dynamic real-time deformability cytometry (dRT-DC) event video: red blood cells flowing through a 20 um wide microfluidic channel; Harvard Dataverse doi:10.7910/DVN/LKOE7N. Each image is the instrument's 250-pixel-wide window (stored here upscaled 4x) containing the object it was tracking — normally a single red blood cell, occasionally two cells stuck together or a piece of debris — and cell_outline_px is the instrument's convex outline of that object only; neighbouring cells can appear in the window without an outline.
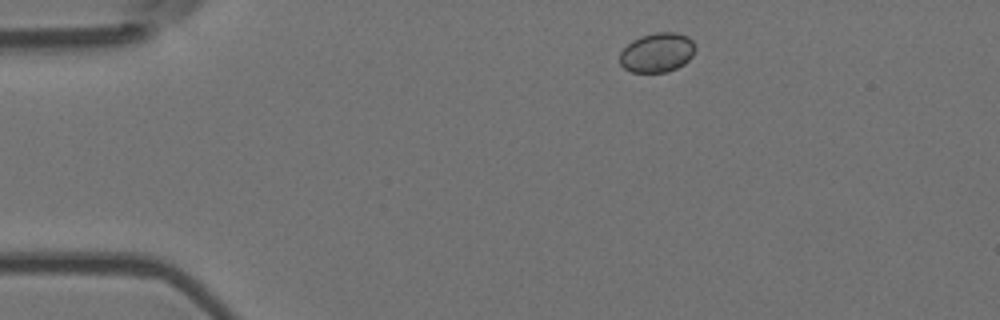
{"species": "Egyptian fruit bat (a non-hibernating species)", "species_latin": "Rousettus aegyptiacus", "temperature_condition": "room temperature", "stored_images_in_passage": 4, "camera_frame_rate_fps": 3000, "um_per_image_px": 0.085, "animal": {"sex": "female"}, "frame": {"image": 1, "passage_image": 1, "time_ms": 0.0, "image_size_px": [1000, 320], "cell_outline_px": [[696, 48], [692, 56], [684, 64], [668, 72], [632, 72], [624, 68], [620, 64], [620, 52], [632, 40], [640, 36], [656, 32], [676, 32], [688, 36], [696, 44]], "centroid_in_image_um": [55.87, 4.46], "position_along_channel_um": 29.1, "area_um2": 17.51}}
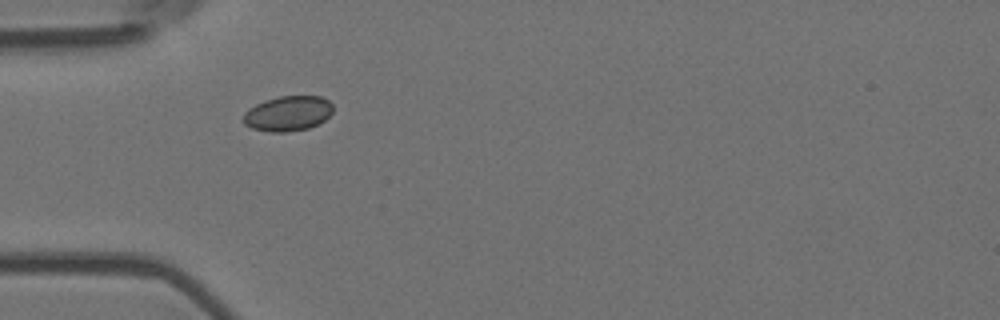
{"frame": {"image": 2, "passage_image": 3, "time_ms": 0.667, "image_size_px": [1000, 320], "cell_outline_px": [[332, 112], [324, 120], [308, 128], [284, 132], [272, 132], [252, 128], [244, 124], [240, 120], [244, 112], [248, 108], [264, 100], [280, 96], [320, 96], [328, 100], [332, 104]], "centroid_in_image_um": [24.42, 9.64], "position_along_channel_um": 60.6, "area_um2": 18.38}}
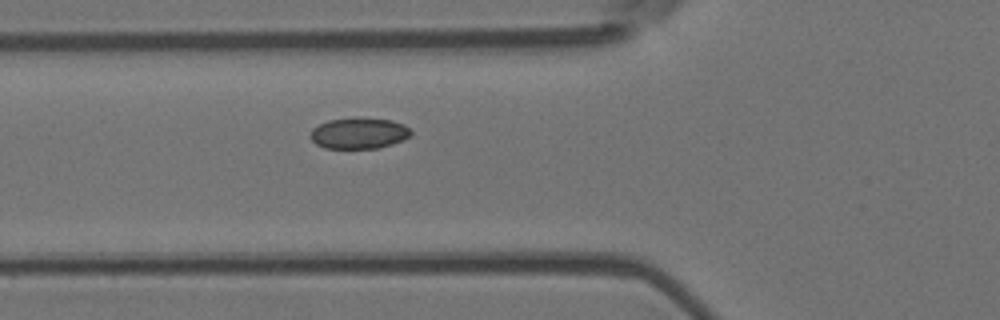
{"frame": {"image": 3, "passage_image": 4, "time_ms": 1.0, "image_size_px": [1000, 320], "cell_outline_px": [[412, 132], [404, 140], [392, 144], [376, 148], [324, 148], [316, 144], [308, 136], [312, 128], [328, 120], [392, 120], [404, 124]], "centroid_in_image_um": [30.48, 11.36], "position_along_channel_um": 95.3, "area_um2": 17.57}}